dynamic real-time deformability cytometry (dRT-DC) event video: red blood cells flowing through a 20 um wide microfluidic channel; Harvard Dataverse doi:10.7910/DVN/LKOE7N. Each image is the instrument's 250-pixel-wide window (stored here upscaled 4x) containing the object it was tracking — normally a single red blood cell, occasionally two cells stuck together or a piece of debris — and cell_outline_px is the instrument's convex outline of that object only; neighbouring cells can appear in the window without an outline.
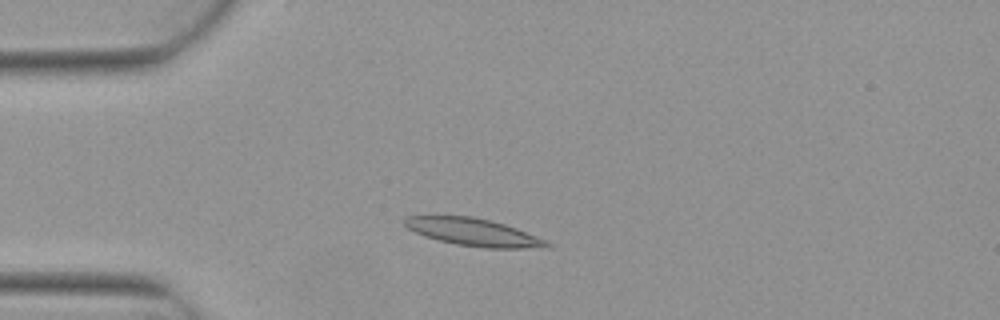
{"species": "Egyptian fruit bat (a non-hibernating species)", "species_latin": "Rousettus aegyptiacus", "temperature_condition": "warm", "stored_images_in_passage": 6, "camera_frame_rate_fps": 3000, "um_per_image_px": 0.085, "animal": {"sex": "female"}, "frame": {"image": 1, "passage_image": 3, "time_ms": 0.667, "image_size_px": [1000, 320], "cell_outline_px": [[552, 248], [484, 248], [456, 244], [424, 236], [408, 228], [404, 224], [404, 216], [472, 216], [504, 224], [516, 228], [548, 240], [552, 244]], "centroid_in_image_um": [40.31, 19.74], "position_along_channel_um": 44.7, "area_um2": 22.77}}
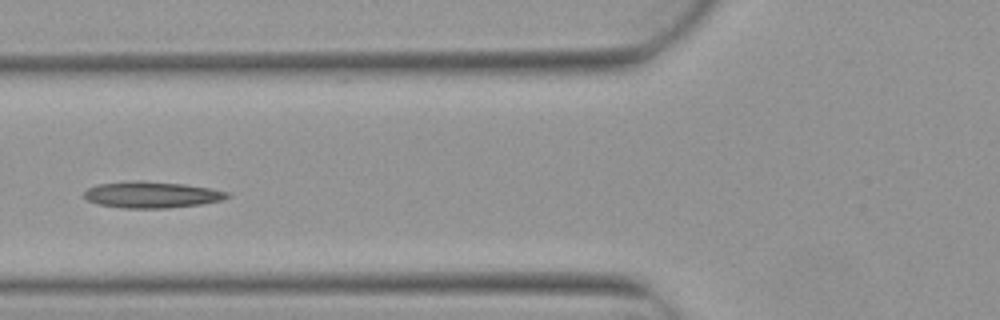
{"frame": {"image": 2, "passage_image": 5, "time_ms": 1.333, "image_size_px": [1000, 320], "cell_outline_px": [[232, 196], [220, 200], [200, 204], [168, 208], [120, 208], [96, 204], [88, 200], [84, 196], [84, 192], [88, 188], [96, 184], [128, 180], [140, 180], [184, 184], [212, 188], [228, 192]], "centroid_in_image_um": [12.86, 16.54], "position_along_channel_um": 112.9, "area_um2": 22.25}}
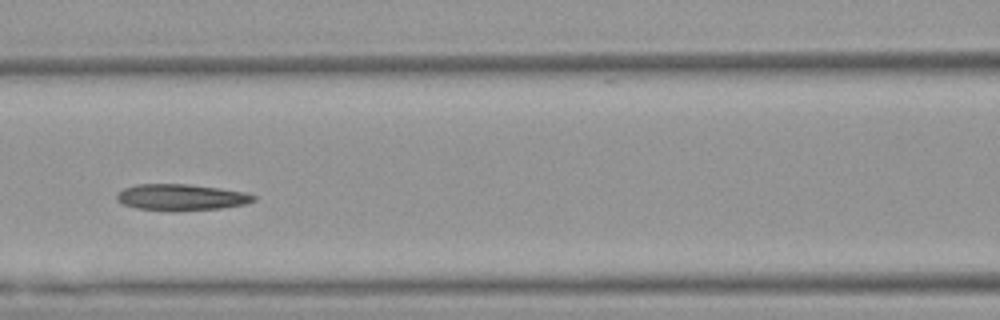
{"frame": {"image": 3, "passage_image": 6, "time_ms": 1.667, "image_size_px": [1000, 320], "cell_outline_px": [[256, 200], [244, 204], [220, 208], [176, 212], [168, 212], [136, 208], [124, 204], [116, 200], [116, 196], [124, 188], [136, 184], [188, 184], [220, 188], [244, 192], [256, 196]], "centroid_in_image_um": [15.38, 16.78], "position_along_channel_um": 151.2, "area_um2": 21.21}}